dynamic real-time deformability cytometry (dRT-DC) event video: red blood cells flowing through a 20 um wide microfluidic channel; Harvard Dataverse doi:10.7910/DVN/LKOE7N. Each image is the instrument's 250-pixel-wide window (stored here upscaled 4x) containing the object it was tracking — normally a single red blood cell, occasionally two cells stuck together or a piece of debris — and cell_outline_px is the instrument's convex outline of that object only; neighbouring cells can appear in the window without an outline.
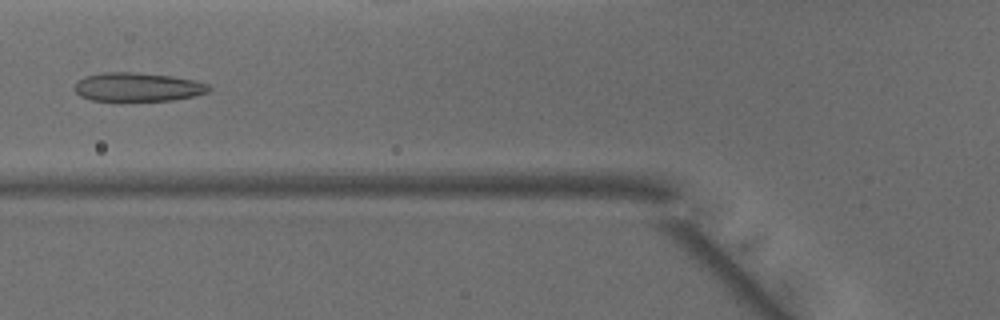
{"species": "common noctule bat (a hibernating species)", "species_latin": "Nyctalus noctula", "temperature_condition": "warm", "stored_images_in_passage": 47, "camera_frame_rate_fps": 3000, "um_per_image_px": 0.085, "animal": {"sex": "male", "body_mass_g": 15.6}, "frame": {"image": 1, "passage_image": 17, "time_ms": 5.333, "image_size_px": [1000, 320], "cell_outline_px": [[212, 88], [208, 92], [192, 96], [172, 100], [92, 100], [80, 96], [72, 88], [84, 76], [104, 72], [132, 72], [172, 76], [192, 80], [208, 84]], "centroid_in_image_um": [11.68, 7.39], "position_along_channel_um": 114.1, "area_um2": 22.25}}
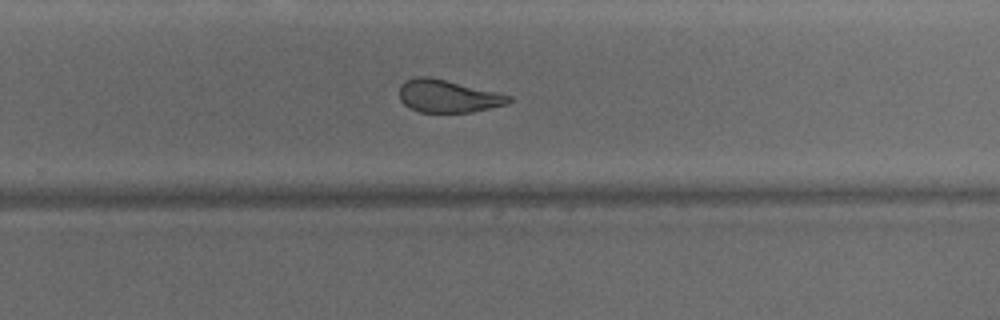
{"frame": {"image": 2, "passage_image": 30, "time_ms": 9.667, "image_size_px": [1000, 320], "cell_outline_px": [[512, 100], [508, 104], [472, 112], [420, 112], [408, 108], [400, 100], [400, 84], [404, 80], [416, 76], [428, 76], [496, 92], [512, 96]], "centroid_in_image_um": [38.04, 8.17], "position_along_channel_um": 291.8, "area_um2": 20.81}}
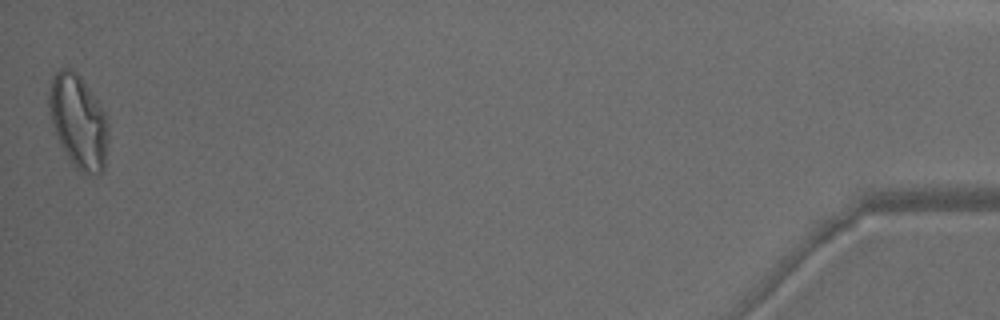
{"frame": {"image": 3, "passage_image": 47, "time_ms": 15.333, "image_size_px": [1000, 320], "cell_outline_px": [[108, 136], [104, 168], [96, 176], [88, 176], [76, 168], [60, 144], [56, 136], [48, 104], [48, 92], [52, 76], [60, 68], [68, 68], [76, 72], [88, 88], [108, 116]], "centroid_in_image_um": [6.67, 10.34], "position_along_channel_um": 428.5, "area_um2": 32.19}, "authors_computed_cell_mechanics": {"area_um2": 23.8714, "velocity_mm_per_s": 4.0972, "shape_relaxation_time_tau1_ms": null, "shape_relaxation_time_tau2_ms": 1.6901, "deformation_change_tau1": null, "deformation_change_tau2": 0.1067}}